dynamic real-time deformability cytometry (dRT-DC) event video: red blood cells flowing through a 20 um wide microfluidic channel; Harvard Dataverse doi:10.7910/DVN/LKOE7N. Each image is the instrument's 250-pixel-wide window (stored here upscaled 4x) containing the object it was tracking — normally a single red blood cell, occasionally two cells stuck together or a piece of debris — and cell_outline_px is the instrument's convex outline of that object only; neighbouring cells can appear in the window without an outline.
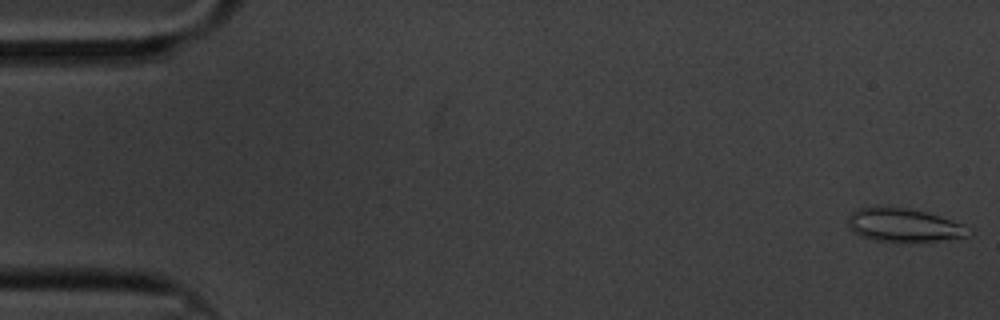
{"species": "common noctule bat (a hibernating species)", "species_latin": "Nyctalus noctula", "temperature_condition": "cold", "stored_images_in_passage": 16, "camera_frame_rate_fps": 3000, "um_per_image_px": 0.085, "animal": {"sex": "male", "body_mass_g": 20.1, "forearm_length_mm": 53.5}, "frame": {"image": 1, "passage_image": 2, "time_ms": 0.333, "image_size_px": [1000, 320], "cell_outline_px": [[956, 236], [912, 240], [904, 240], [876, 236], [864, 232], [860, 228], [864, 212], [916, 212], [932, 216], [944, 220], [952, 224]], "centroid_in_image_um": [76.99, 19.19], "position_along_channel_um": 8.0, "area_um2": 15.49}}
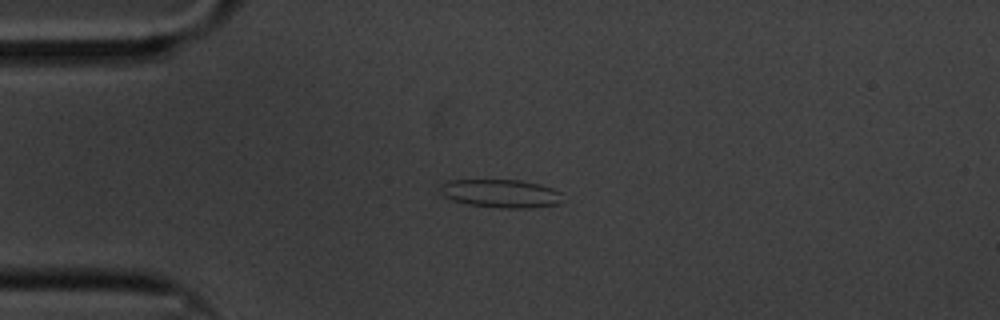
{"frame": {"image": 2, "passage_image": 15, "time_ms": 4.667, "image_size_px": [1000, 320], "cell_outline_px": [[548, 204], [480, 204], [460, 200], [460, 180], [508, 180], [532, 184], [548, 188]], "centroid_in_image_um": [42.71, 16.36], "position_along_channel_um": 42.3, "area_um2": 13.93}}